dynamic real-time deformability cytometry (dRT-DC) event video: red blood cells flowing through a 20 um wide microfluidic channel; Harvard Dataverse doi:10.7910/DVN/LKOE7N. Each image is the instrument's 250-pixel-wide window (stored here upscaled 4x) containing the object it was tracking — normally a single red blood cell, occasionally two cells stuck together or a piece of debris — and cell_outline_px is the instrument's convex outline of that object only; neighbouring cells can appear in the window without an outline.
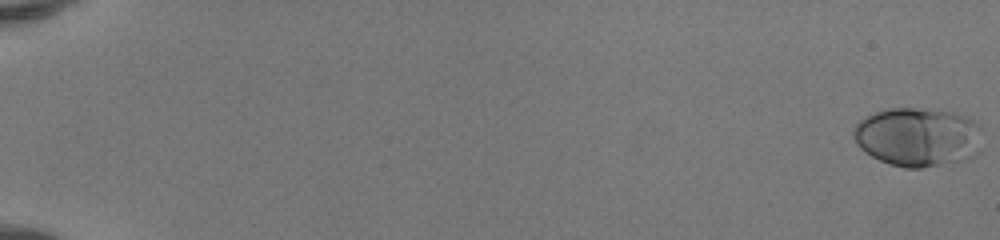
{"species": "human", "species_latin": "Homo sapiens", "temperature_condition": "room temperature", "stored_images_in_passage": 52, "camera_frame_rate_fps": 3000, "um_per_image_px": 0.085, "donor": {"sex": "female"}, "frame": {"image": 1, "passage_image": 1, "time_ms": 0.0, "image_size_px": [1000, 240], "cell_outline_px": [[980, 152], [976, 156], [968, 160], [920, 168], [904, 168], [888, 164], [864, 152], [856, 144], [852, 136], [852, 132], [856, 124], [864, 116], [872, 112], [888, 108], [936, 108], [956, 112], [976, 120], [980, 128]], "centroid_in_image_um": [78.03, 11.63], "position_along_channel_um": 7.0, "area_um2": 45.43}}
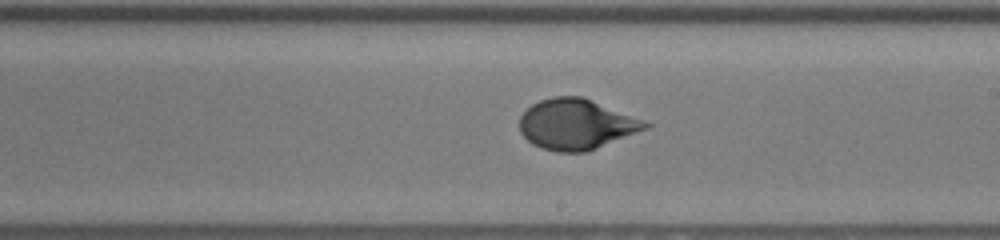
{"frame": {"image": 2, "passage_image": 33, "time_ms": 10.667, "image_size_px": [1000, 240], "cell_outline_px": [[652, 124], [648, 128], [588, 152], [556, 152], [540, 148], [532, 144], [520, 132], [520, 116], [532, 104], [540, 100], [552, 96], [580, 96], [644, 120]], "centroid_in_image_um": [48.97, 10.58], "position_along_channel_um": 240.0, "area_um2": 36.88}}
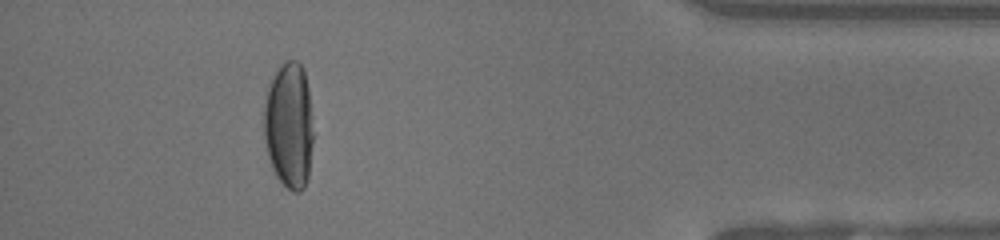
{"frame": {"image": 3, "passage_image": 48, "time_ms": 15.667, "image_size_px": [1000, 240], "cell_outline_px": [[316, 132], [308, 176], [304, 188], [300, 192], [292, 192], [276, 176], [272, 168], [268, 156], [264, 140], [264, 100], [268, 88], [280, 64], [288, 60], [300, 60], [304, 68], [308, 88]], "centroid_in_image_um": [24.61, 10.66], "position_along_channel_um": 410.6, "area_um2": 37.4}}